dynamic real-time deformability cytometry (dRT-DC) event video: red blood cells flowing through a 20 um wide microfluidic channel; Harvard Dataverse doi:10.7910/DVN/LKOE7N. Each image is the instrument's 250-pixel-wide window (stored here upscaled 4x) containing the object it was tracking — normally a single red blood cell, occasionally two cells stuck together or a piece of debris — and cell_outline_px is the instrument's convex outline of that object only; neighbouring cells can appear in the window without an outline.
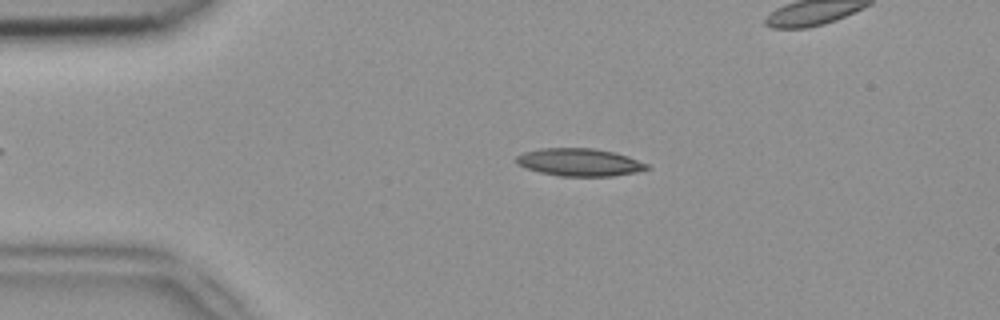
{"species": "common noctule bat (a hibernating species)", "species_latin": "Nyctalus noctula", "temperature_condition": "room temperature", "stored_images_in_passage": 44, "camera_frame_rate_fps": 3000, "um_per_image_px": 0.085, "animal": {"sex": "female", "body_mass_g": 18.4}, "frame": {"image": 1, "passage_image": 10, "time_ms": 3.0, "image_size_px": [1000, 320], "cell_outline_px": [[648, 168], [636, 172], [612, 176], [560, 176], [540, 172], [528, 168], [520, 164], [516, 160], [516, 156], [524, 152], [540, 148], [592, 148], [616, 152], [628, 156], [648, 164]], "centroid_in_image_um": [49.28, 13.78], "position_along_channel_um": 35.7, "area_um2": 20.87}}
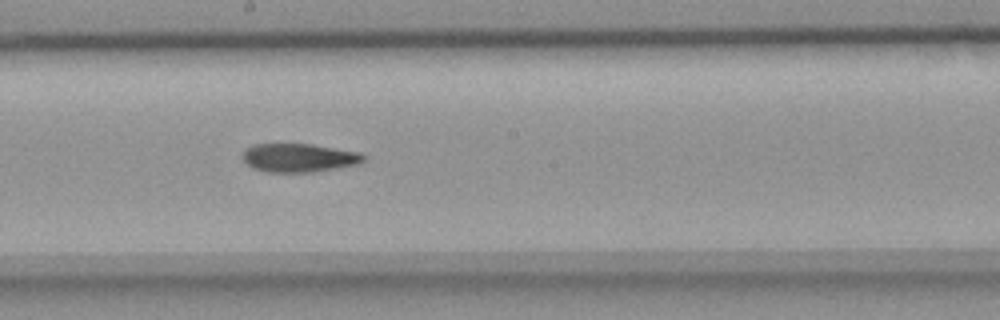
{"frame": {"image": 2, "passage_image": 27, "time_ms": 8.667, "image_size_px": [1000, 320], "cell_outline_px": [[368, 160], [356, 164], [336, 168], [312, 172], [268, 172], [256, 168], [248, 164], [244, 160], [244, 148], [252, 144], [312, 144], [360, 152]], "centroid_in_image_um": [25.44, 13.4], "position_along_channel_um": 222.8, "area_um2": 20.0}}
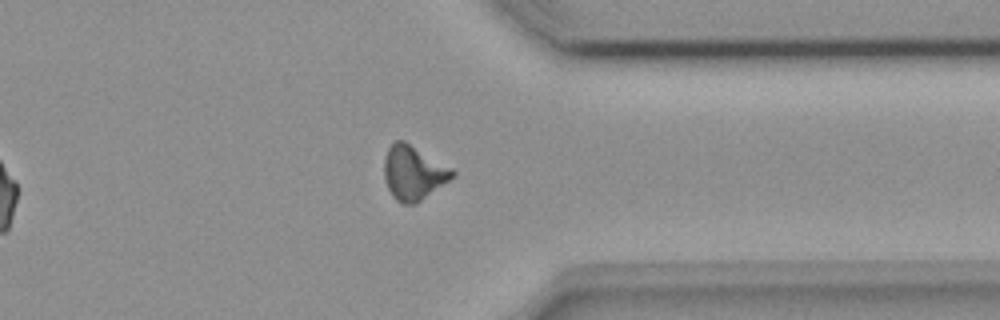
{"frame": {"image": 3, "passage_image": 39, "time_ms": 12.667, "image_size_px": [1000, 320], "cell_outline_px": [[456, 176], [416, 204], [400, 204], [392, 196], [388, 188], [384, 176], [384, 160], [388, 148], [396, 140], [404, 140], [452, 168], [456, 172]], "centroid_in_image_um": [35.15, 14.7], "position_along_channel_um": 376.2, "area_um2": 21.68}, "authors_computed_cell_mechanics": {"area_um2": 20.6635, "velocity_mm_per_s": 3.9548, "shape_relaxation_time_tau1_ms": null, "shape_relaxation_time_tau2_ms": 5.1609, "deformation_change_tau1": null, "deformation_change_tau2": 0.1499}}